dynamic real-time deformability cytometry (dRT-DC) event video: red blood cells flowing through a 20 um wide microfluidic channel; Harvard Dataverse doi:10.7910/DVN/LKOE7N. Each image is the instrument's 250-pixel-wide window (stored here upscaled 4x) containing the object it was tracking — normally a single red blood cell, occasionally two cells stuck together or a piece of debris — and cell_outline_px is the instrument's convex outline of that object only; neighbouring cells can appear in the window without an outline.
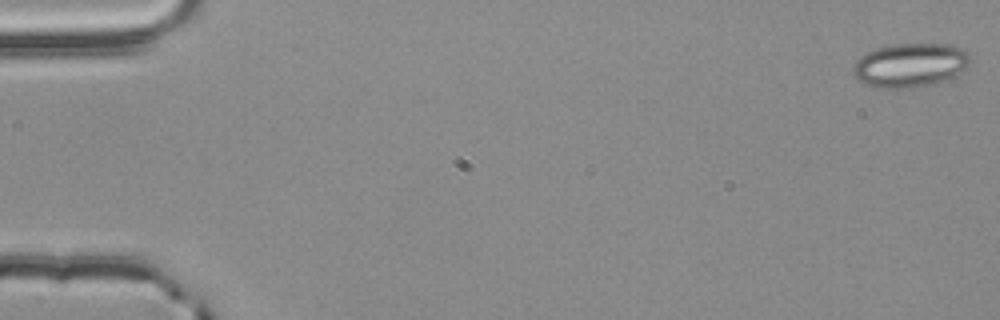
{"species": "common noctule bat (a hibernating species)", "species_latin": "Nyctalus noctula", "temperature_condition": "room temperature", "stored_images_in_passage": 55, "camera_frame_rate_fps": 3000, "um_per_image_px": 0.085, "animal": {"sex": "male", "body_mass_g": 20.4}, "frame": {"image": 1, "passage_image": 1, "time_ms": 0.0, "image_size_px": [1000, 320], "cell_outline_px": [[972, 60], [964, 68], [948, 80], [932, 84], [896, 92], [864, 84], [852, 72], [852, 68], [856, 60], [860, 56], [876, 48], [892, 44], [948, 44], [964, 48], [972, 56]], "centroid_in_image_um": [77.36, 5.56], "position_along_channel_um": 7.6, "area_um2": 30.75}}
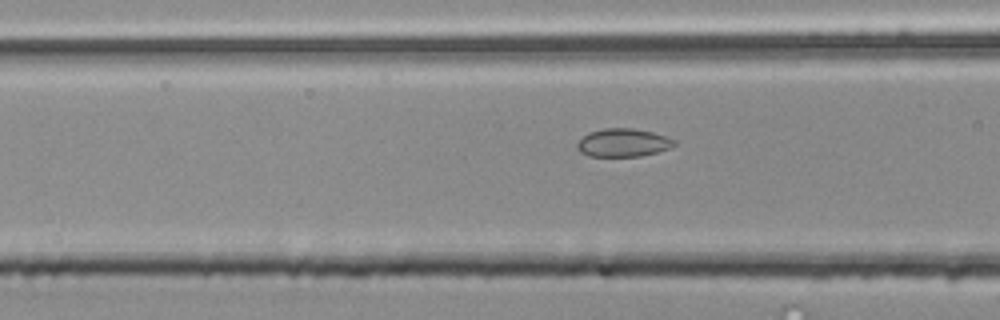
{"frame": {"image": 2, "passage_image": 22, "time_ms": 7.0, "image_size_px": [1000, 320], "cell_outline_px": [[676, 144], [672, 148], [640, 156], [588, 156], [580, 152], [576, 148], [576, 144], [588, 132], [604, 128], [632, 128], [652, 132], [676, 140]], "centroid_in_image_um": [52.96, 12.13], "position_along_channel_um": 113.6, "area_um2": 15.95}}
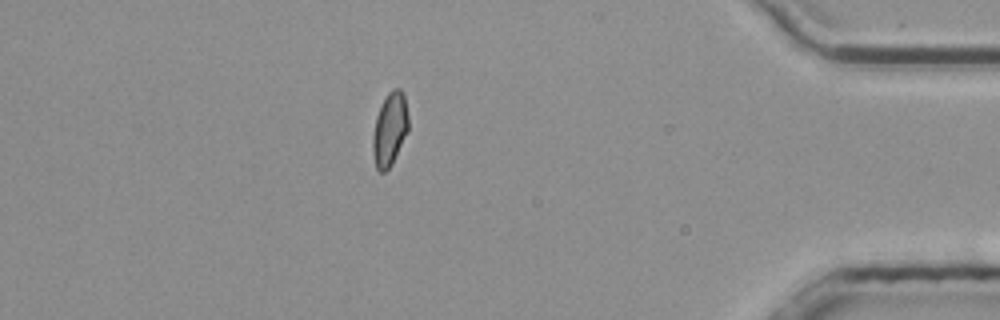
{"frame": {"image": 3, "passage_image": 48, "time_ms": 15.667, "image_size_px": [1000, 320], "cell_outline_px": [[408, 132], [392, 164], [384, 172], [380, 172], [376, 168], [372, 152], [372, 136], [376, 116], [388, 92], [392, 88], [400, 88], [404, 92], [408, 116]], "centroid_in_image_um": [33.13, 10.98], "position_along_channel_um": 402.1, "area_um2": 15.37}, "authors_computed_cell_mechanics": {"area_um2": 15.6638, "velocity_mm_per_s": 3.8298, "shape_relaxation_time_tau1_ms": 5.1712, "shape_relaxation_time_tau2_ms": 1.6587, "deformation_change_tau1": 0.0716, "deformation_change_tau2": 0.0587}}